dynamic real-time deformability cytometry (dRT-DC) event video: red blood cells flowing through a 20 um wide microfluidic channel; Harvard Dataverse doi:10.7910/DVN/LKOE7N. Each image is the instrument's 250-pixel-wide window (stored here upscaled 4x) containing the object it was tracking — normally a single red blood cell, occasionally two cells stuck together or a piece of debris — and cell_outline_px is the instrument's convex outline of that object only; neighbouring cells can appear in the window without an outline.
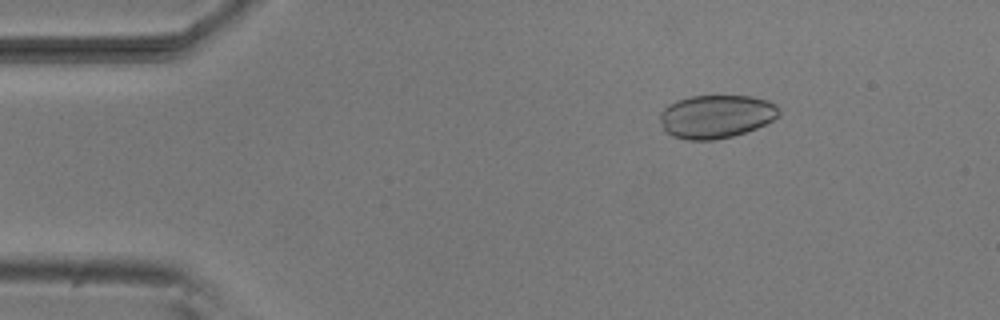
{"species": "common noctule bat (a hibernating species)", "species_latin": "Nyctalus noctula", "temperature_condition": "room temperature", "stored_images_in_passage": 49, "camera_frame_rate_fps": 3000, "um_per_image_px": 0.085, "animal": {"sex": "male", "body_mass_g": 20.5, "forearm_length_mm": 52.5}, "frame": {"image": 1, "passage_image": 4, "time_ms": 1.0, "image_size_px": [1000, 320], "cell_outline_px": [[780, 116], [756, 128], [732, 136], [712, 140], [688, 140], [672, 136], [664, 128], [660, 120], [660, 112], [668, 104], [676, 100], [692, 96], [752, 96], [768, 100], [776, 104], [780, 112]], "centroid_in_image_um": [60.88, 9.89], "position_along_channel_um": 24.1, "area_um2": 30.0}}
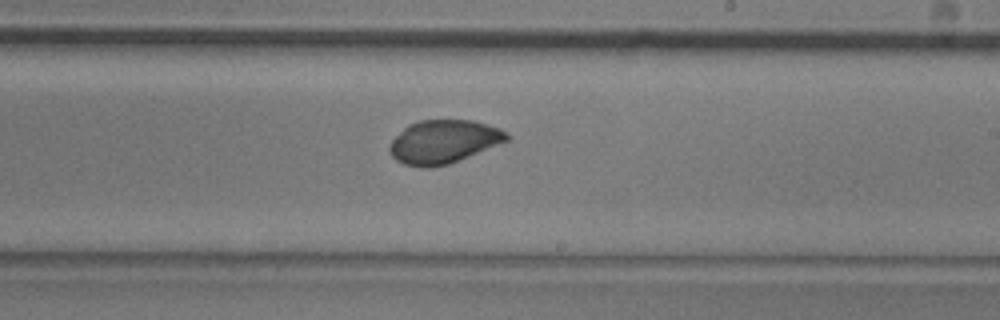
{"frame": {"image": 2, "passage_image": 27, "time_ms": 8.667, "image_size_px": [1000, 320], "cell_outline_px": [[512, 136], [508, 140], [448, 164], [428, 168], [420, 168], [404, 164], [396, 160], [392, 156], [388, 148], [392, 140], [408, 124], [420, 120], [472, 120], [500, 128], [508, 132]], "centroid_in_image_um": [37.69, 12.04], "position_along_channel_um": 251.3, "area_um2": 29.54}}
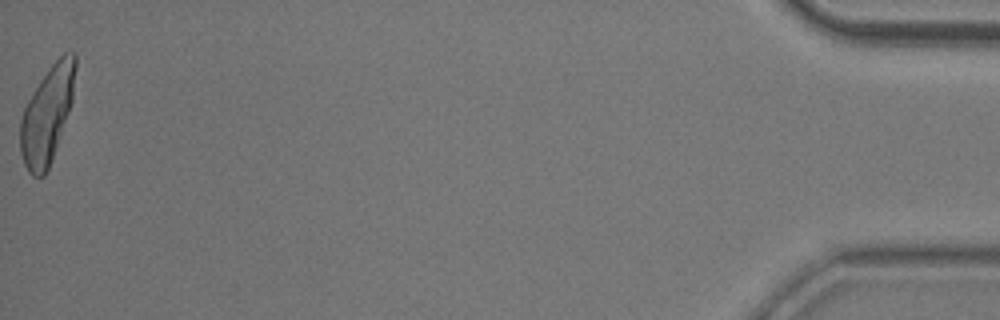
{"frame": {"image": 3, "passage_image": 49, "time_ms": 16.0, "image_size_px": [1000, 320], "cell_outline_px": [[76, 68], [72, 100], [68, 112], [48, 168], [44, 176], [32, 176], [28, 172], [24, 164], [20, 152], [20, 120], [24, 108], [28, 100], [40, 80], [52, 64], [64, 52], [76, 52]], "centroid_in_image_um": [3.99, 9.72], "position_along_channel_um": 431.2, "area_um2": 30.52}}